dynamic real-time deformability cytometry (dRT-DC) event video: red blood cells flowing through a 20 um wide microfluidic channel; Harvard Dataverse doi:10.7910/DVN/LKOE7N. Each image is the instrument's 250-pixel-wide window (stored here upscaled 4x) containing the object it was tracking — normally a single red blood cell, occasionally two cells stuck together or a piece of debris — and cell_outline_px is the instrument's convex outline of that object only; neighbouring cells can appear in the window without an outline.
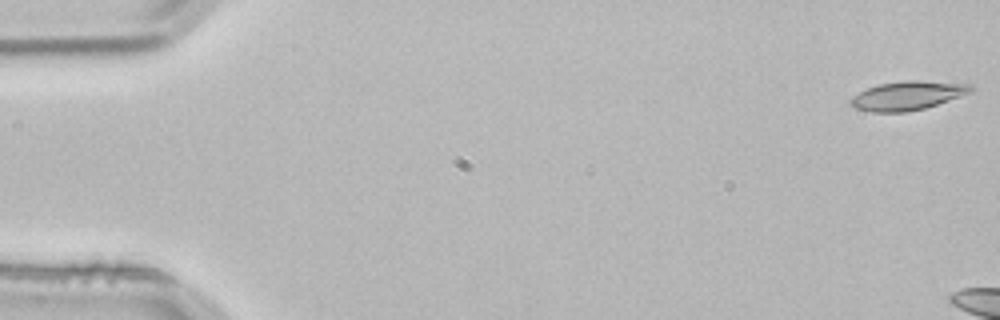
{"species": "common noctule bat (a hibernating species)", "species_latin": "Nyctalus noctula", "temperature_condition": "room temperature", "stored_images_in_passage": 5, "camera_frame_rate_fps": 3000, "um_per_image_px": 0.085, "animal": {"sex": "male", "body_mass_g": 21.5, "forearm_length_mm": 52.0}, "frame": {"image": 1, "passage_image": 1, "time_ms": 0.0, "image_size_px": [1000, 320], "cell_outline_px": [[972, 92], [924, 108], [904, 112], [872, 112], [856, 108], [848, 104], [848, 100], [852, 96], [868, 88], [880, 84], [908, 80], [916, 80], [972, 84]], "centroid_in_image_um": [77.11, 8.12], "position_along_channel_um": 7.9, "area_um2": 20.0}}